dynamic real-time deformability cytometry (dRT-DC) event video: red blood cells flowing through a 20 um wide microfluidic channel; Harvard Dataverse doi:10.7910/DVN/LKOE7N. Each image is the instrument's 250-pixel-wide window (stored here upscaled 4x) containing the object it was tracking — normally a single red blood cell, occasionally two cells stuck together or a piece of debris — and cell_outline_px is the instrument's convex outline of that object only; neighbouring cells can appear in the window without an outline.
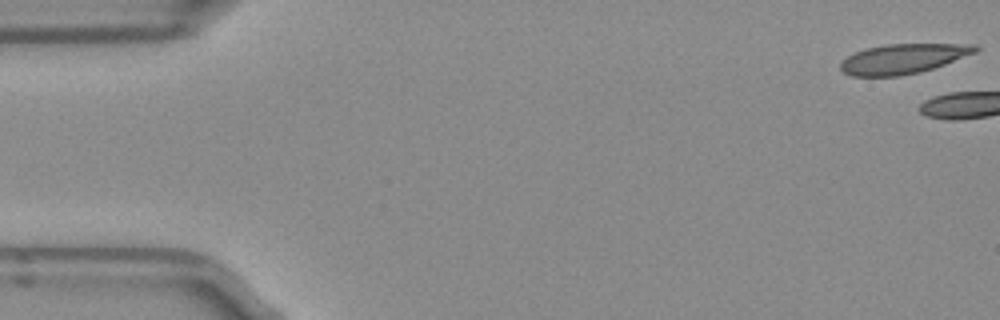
{"species": "Egyptian fruit bat (a non-hibernating species)", "species_latin": "Rousettus aegyptiacus", "temperature_condition": "room temperature", "stored_images_in_passage": 10, "camera_frame_rate_fps": 3000, "um_per_image_px": 0.085, "frame": {"image": 1, "passage_image": 1, "time_ms": 0.0, "image_size_px": [1000, 320], "cell_outline_px": [[980, 48], [976, 52], [944, 64], [920, 72], [900, 76], [852, 76], [844, 72], [840, 68], [840, 64], [848, 56], [856, 52], [868, 48], [888, 44], [976, 44]], "centroid_in_image_um": [76.78, 4.99], "position_along_channel_um": 8.2, "area_um2": 23.12}}
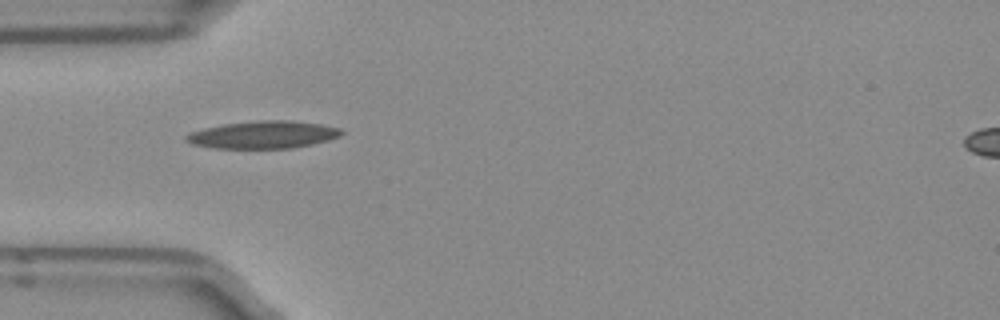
{"frame": {"image": 2, "passage_image": 6, "time_ms": 1.667, "image_size_px": [1000, 320], "cell_outline_px": [[344, 132], [340, 136], [328, 140], [312, 144], [288, 148], [216, 148], [192, 144], [184, 140], [184, 136], [192, 132], [204, 128], [224, 124], [260, 120], [292, 120], [320, 124], [340, 128]], "centroid_in_image_um": [22.38, 11.44], "position_along_channel_um": 62.6, "area_um2": 24.74}}